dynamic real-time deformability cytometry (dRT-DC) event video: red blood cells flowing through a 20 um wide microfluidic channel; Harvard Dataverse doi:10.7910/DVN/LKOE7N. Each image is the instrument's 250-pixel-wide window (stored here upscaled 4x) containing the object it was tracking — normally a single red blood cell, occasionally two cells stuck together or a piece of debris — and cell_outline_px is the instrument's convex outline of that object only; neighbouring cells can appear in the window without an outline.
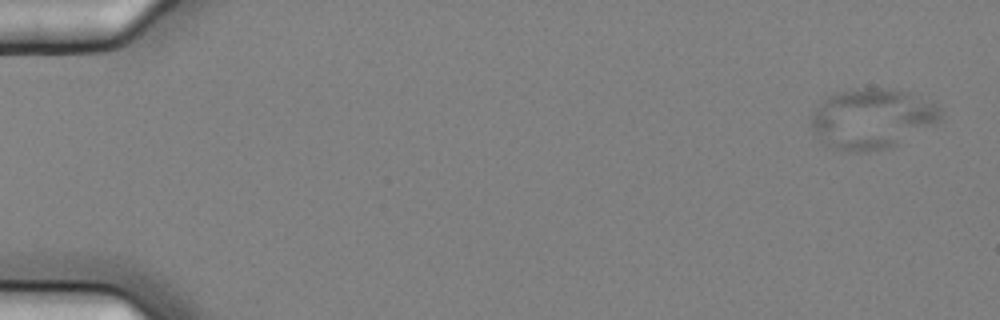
{"species": "common noctule bat (a hibernating species)", "species_latin": "Nyctalus noctula", "temperature_condition": "cold", "stored_images_in_passage": 7, "camera_frame_rate_fps": 3000, "um_per_image_px": 0.085, "animal": {"sex": "female", "body_mass_g": 25.1}, "frame": {"image": 1, "passage_image": 1, "time_ms": 0.0, "image_size_px": [1000, 320], "cell_outline_px": [[940, 120], [892, 148], [868, 152], [840, 152], [824, 144], [812, 132], [812, 116], [816, 108], [828, 96], [836, 92], [868, 88], [884, 88], [912, 92], [932, 100], [940, 108]], "centroid_in_image_um": [74.12, 10.1], "position_along_channel_um": 10.9, "area_um2": 45.72}}
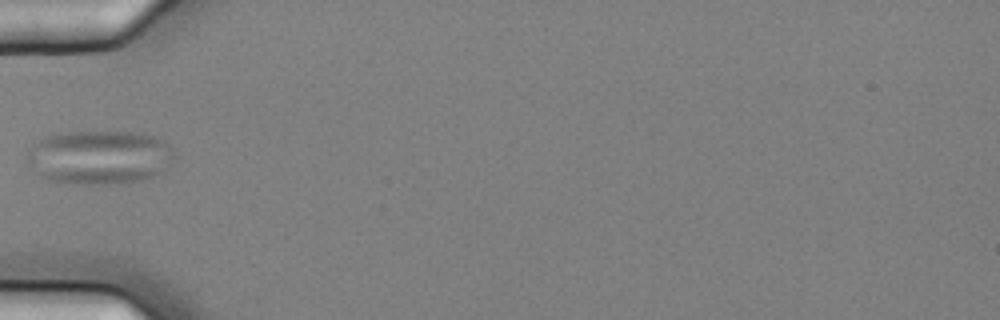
{"frame": {"image": 2, "passage_image": 6, "time_ms": 1.667, "image_size_px": [1000, 320], "cell_outline_px": [[176, 156], [164, 172], [140, 180], [120, 184], [84, 184], [48, 180], [40, 176], [28, 160], [28, 152], [32, 144], [36, 140], [44, 136], [68, 132], [136, 132], [152, 136], [164, 140], [172, 148]], "centroid_in_image_um": [8.49, 13.36], "position_along_channel_um": 76.5, "area_um2": 46.47}}
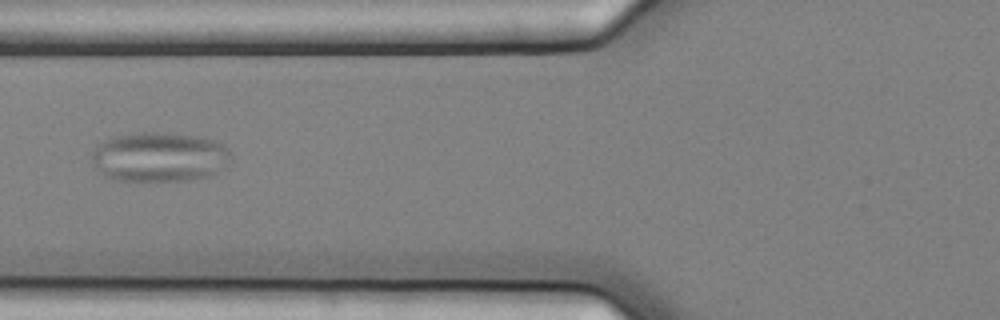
{"frame": {"image": 3, "passage_image": 7, "time_ms": 2.0, "image_size_px": [1000, 320], "cell_outline_px": [[232, 156], [212, 176], [192, 180], [116, 180], [104, 176], [92, 164], [92, 152], [104, 140], [116, 136], [140, 132], [148, 132], [196, 136], [216, 140], [224, 144], [228, 148]], "centroid_in_image_um": [13.55, 13.35], "position_along_channel_um": 112.3, "area_um2": 40.0}}